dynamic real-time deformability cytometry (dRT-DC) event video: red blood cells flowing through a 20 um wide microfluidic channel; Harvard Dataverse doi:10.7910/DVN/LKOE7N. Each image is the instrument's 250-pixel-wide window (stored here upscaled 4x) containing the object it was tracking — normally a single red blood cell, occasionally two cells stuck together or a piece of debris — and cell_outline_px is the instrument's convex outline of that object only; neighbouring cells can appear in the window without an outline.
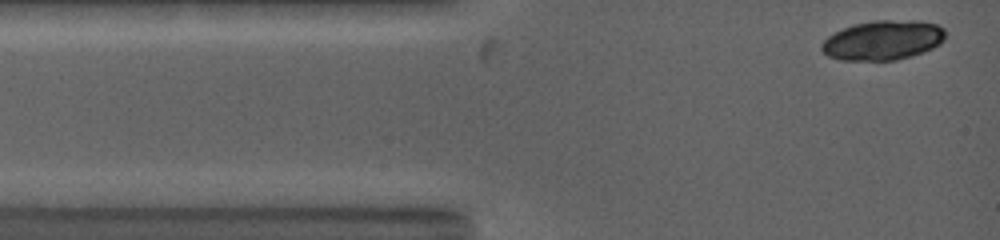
{"species": "common noctule bat (a hibernating species)", "species_latin": "Nyctalus noctula", "temperature_condition": "warm", "stored_images_in_passage": 4, "camera_frame_rate_fps": 5000, "um_per_image_px": 0.085, "animal": {"sex": "female", "body_mass_g": 19.0, "forearm_length_mm": 53.3}, "frame": {"image": 1, "passage_image": 1, "time_ms": 0.0, "image_size_px": [1000, 240], "cell_outline_px": [[944, 40], [940, 44], [924, 52], [912, 56], [896, 60], [840, 60], [828, 56], [820, 48], [820, 44], [828, 36], [844, 28], [856, 24], [872, 20], [920, 20], [936, 24], [944, 28]], "centroid_in_image_um": [75.06, 3.42], "position_along_channel_um": 9.9, "area_um2": 28.67}}